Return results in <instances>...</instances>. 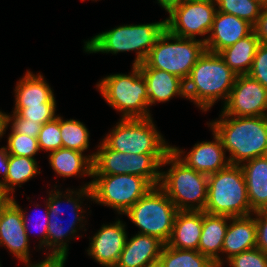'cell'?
Masks as SVG:
<instances>
[{
  "mask_svg": "<svg viewBox=\"0 0 267 267\" xmlns=\"http://www.w3.org/2000/svg\"><path fill=\"white\" fill-rule=\"evenodd\" d=\"M91 183L87 182L81 185V188L76 190L66 189L64 192L61 189H58L57 185L54 184L53 189L48 193V198L46 199L48 203V228H47V243L46 249L48 252L46 254H69V240L80 238L81 234L79 230L83 232L87 229L85 228L87 218H86V209L82 207L84 199L91 200ZM57 187V188H56ZM85 197V198H84ZM64 200V201H63ZM64 202V203H63ZM69 206L71 209L70 213L73 216L70 221L63 224L64 220L61 215L65 214L64 210H62L65 204ZM62 205V206H61ZM64 206V207H63ZM63 207V208H62ZM67 213V212H66ZM85 213V214H84ZM86 219H85V218ZM69 218V217H68ZM79 226V227H77ZM79 228V229H78ZM84 228V229H83Z\"/></svg>",
  "mask_w": 267,
  "mask_h": 267,
  "instance_id": "6da1fadb",
  "label": "cell"
},
{
  "mask_svg": "<svg viewBox=\"0 0 267 267\" xmlns=\"http://www.w3.org/2000/svg\"><path fill=\"white\" fill-rule=\"evenodd\" d=\"M206 125L220 137L230 164L267 155V116L235 117L221 111Z\"/></svg>",
  "mask_w": 267,
  "mask_h": 267,
  "instance_id": "7a4b0ae2",
  "label": "cell"
},
{
  "mask_svg": "<svg viewBox=\"0 0 267 267\" xmlns=\"http://www.w3.org/2000/svg\"><path fill=\"white\" fill-rule=\"evenodd\" d=\"M236 78V73L218 53L205 51L185 80L186 99L202 112H207L220 100L224 105Z\"/></svg>",
  "mask_w": 267,
  "mask_h": 267,
  "instance_id": "3957f363",
  "label": "cell"
},
{
  "mask_svg": "<svg viewBox=\"0 0 267 267\" xmlns=\"http://www.w3.org/2000/svg\"><path fill=\"white\" fill-rule=\"evenodd\" d=\"M165 29V19L153 23L115 26L84 41L83 51L87 54L112 53V55L134 51L136 55L132 65H139L145 61Z\"/></svg>",
  "mask_w": 267,
  "mask_h": 267,
  "instance_id": "277c9868",
  "label": "cell"
},
{
  "mask_svg": "<svg viewBox=\"0 0 267 267\" xmlns=\"http://www.w3.org/2000/svg\"><path fill=\"white\" fill-rule=\"evenodd\" d=\"M159 187L166 193L178 211H204L207 201L208 175L195 171L170 151L161 167Z\"/></svg>",
  "mask_w": 267,
  "mask_h": 267,
  "instance_id": "5b68a950",
  "label": "cell"
},
{
  "mask_svg": "<svg viewBox=\"0 0 267 267\" xmlns=\"http://www.w3.org/2000/svg\"><path fill=\"white\" fill-rule=\"evenodd\" d=\"M96 87L106 103L121 113V119L152 117L147 84L138 65H132L128 74L106 75Z\"/></svg>",
  "mask_w": 267,
  "mask_h": 267,
  "instance_id": "8992f818",
  "label": "cell"
},
{
  "mask_svg": "<svg viewBox=\"0 0 267 267\" xmlns=\"http://www.w3.org/2000/svg\"><path fill=\"white\" fill-rule=\"evenodd\" d=\"M204 212L230 217L249 216L250 207L247 186L240 165L229 164L208 175L207 201Z\"/></svg>",
  "mask_w": 267,
  "mask_h": 267,
  "instance_id": "52a82bcc",
  "label": "cell"
},
{
  "mask_svg": "<svg viewBox=\"0 0 267 267\" xmlns=\"http://www.w3.org/2000/svg\"><path fill=\"white\" fill-rule=\"evenodd\" d=\"M205 51V43L200 39L179 37L165 29L138 66L163 70L185 81Z\"/></svg>",
  "mask_w": 267,
  "mask_h": 267,
  "instance_id": "ba28073f",
  "label": "cell"
},
{
  "mask_svg": "<svg viewBox=\"0 0 267 267\" xmlns=\"http://www.w3.org/2000/svg\"><path fill=\"white\" fill-rule=\"evenodd\" d=\"M102 142L109 148L130 154H168L171 145L158 131L153 118L119 119Z\"/></svg>",
  "mask_w": 267,
  "mask_h": 267,
  "instance_id": "9c48e42d",
  "label": "cell"
},
{
  "mask_svg": "<svg viewBox=\"0 0 267 267\" xmlns=\"http://www.w3.org/2000/svg\"><path fill=\"white\" fill-rule=\"evenodd\" d=\"M177 208L159 187H152L124 215L135 224L138 234L154 236L167 244L173 231Z\"/></svg>",
  "mask_w": 267,
  "mask_h": 267,
  "instance_id": "30bf717a",
  "label": "cell"
},
{
  "mask_svg": "<svg viewBox=\"0 0 267 267\" xmlns=\"http://www.w3.org/2000/svg\"><path fill=\"white\" fill-rule=\"evenodd\" d=\"M167 154H130L109 149L102 141L97 145L92 175L131 174L145 178L153 187L161 180V163Z\"/></svg>",
  "mask_w": 267,
  "mask_h": 267,
  "instance_id": "8fae6325",
  "label": "cell"
},
{
  "mask_svg": "<svg viewBox=\"0 0 267 267\" xmlns=\"http://www.w3.org/2000/svg\"><path fill=\"white\" fill-rule=\"evenodd\" d=\"M92 202L112 208L123 215L153 186L143 177L121 175H92Z\"/></svg>",
  "mask_w": 267,
  "mask_h": 267,
  "instance_id": "7c38bea8",
  "label": "cell"
},
{
  "mask_svg": "<svg viewBox=\"0 0 267 267\" xmlns=\"http://www.w3.org/2000/svg\"><path fill=\"white\" fill-rule=\"evenodd\" d=\"M216 12L215 0H183L167 13L169 17L165 19V27L179 37L197 39L196 36H204L200 40L205 43Z\"/></svg>",
  "mask_w": 267,
  "mask_h": 267,
  "instance_id": "4fadbf2b",
  "label": "cell"
},
{
  "mask_svg": "<svg viewBox=\"0 0 267 267\" xmlns=\"http://www.w3.org/2000/svg\"><path fill=\"white\" fill-rule=\"evenodd\" d=\"M221 111L235 117L267 116V89L249 75H238Z\"/></svg>",
  "mask_w": 267,
  "mask_h": 267,
  "instance_id": "5bb4252c",
  "label": "cell"
},
{
  "mask_svg": "<svg viewBox=\"0 0 267 267\" xmlns=\"http://www.w3.org/2000/svg\"><path fill=\"white\" fill-rule=\"evenodd\" d=\"M126 223L119 219L101 228L89 237V247L86 250L96 263L102 267H115L128 237Z\"/></svg>",
  "mask_w": 267,
  "mask_h": 267,
  "instance_id": "9a60e30c",
  "label": "cell"
},
{
  "mask_svg": "<svg viewBox=\"0 0 267 267\" xmlns=\"http://www.w3.org/2000/svg\"><path fill=\"white\" fill-rule=\"evenodd\" d=\"M213 134L212 141L197 142L189 152L171 145V151L187 166L195 171L212 174L227 167L230 162L226 157V151L223 147L220 137L211 129Z\"/></svg>",
  "mask_w": 267,
  "mask_h": 267,
  "instance_id": "2e32d148",
  "label": "cell"
},
{
  "mask_svg": "<svg viewBox=\"0 0 267 267\" xmlns=\"http://www.w3.org/2000/svg\"><path fill=\"white\" fill-rule=\"evenodd\" d=\"M21 209L11 200L0 216V246L8 249L22 264L30 261V245Z\"/></svg>",
  "mask_w": 267,
  "mask_h": 267,
  "instance_id": "e0dca14e",
  "label": "cell"
},
{
  "mask_svg": "<svg viewBox=\"0 0 267 267\" xmlns=\"http://www.w3.org/2000/svg\"><path fill=\"white\" fill-rule=\"evenodd\" d=\"M253 32V25L235 15L217 11L205 42L206 51L219 53Z\"/></svg>",
  "mask_w": 267,
  "mask_h": 267,
  "instance_id": "ac0fdd59",
  "label": "cell"
},
{
  "mask_svg": "<svg viewBox=\"0 0 267 267\" xmlns=\"http://www.w3.org/2000/svg\"><path fill=\"white\" fill-rule=\"evenodd\" d=\"M163 246L164 243L154 236L136 233L127 237L115 267L157 266Z\"/></svg>",
  "mask_w": 267,
  "mask_h": 267,
  "instance_id": "d6986e66",
  "label": "cell"
},
{
  "mask_svg": "<svg viewBox=\"0 0 267 267\" xmlns=\"http://www.w3.org/2000/svg\"><path fill=\"white\" fill-rule=\"evenodd\" d=\"M256 246V212L249 216L230 217L221 252V265L232 256Z\"/></svg>",
  "mask_w": 267,
  "mask_h": 267,
  "instance_id": "ffe728a7",
  "label": "cell"
},
{
  "mask_svg": "<svg viewBox=\"0 0 267 267\" xmlns=\"http://www.w3.org/2000/svg\"><path fill=\"white\" fill-rule=\"evenodd\" d=\"M147 84L149 107L165 103L175 97L186 98L185 81L156 68H140Z\"/></svg>",
  "mask_w": 267,
  "mask_h": 267,
  "instance_id": "44dd1931",
  "label": "cell"
},
{
  "mask_svg": "<svg viewBox=\"0 0 267 267\" xmlns=\"http://www.w3.org/2000/svg\"><path fill=\"white\" fill-rule=\"evenodd\" d=\"M54 90L43 74L27 70L14 88V108L42 106L44 103H56Z\"/></svg>",
  "mask_w": 267,
  "mask_h": 267,
  "instance_id": "7402d4cb",
  "label": "cell"
},
{
  "mask_svg": "<svg viewBox=\"0 0 267 267\" xmlns=\"http://www.w3.org/2000/svg\"><path fill=\"white\" fill-rule=\"evenodd\" d=\"M203 225V211H177L168 245L198 251Z\"/></svg>",
  "mask_w": 267,
  "mask_h": 267,
  "instance_id": "603a6c76",
  "label": "cell"
},
{
  "mask_svg": "<svg viewBox=\"0 0 267 267\" xmlns=\"http://www.w3.org/2000/svg\"><path fill=\"white\" fill-rule=\"evenodd\" d=\"M243 171L251 209L267 210V155L240 164Z\"/></svg>",
  "mask_w": 267,
  "mask_h": 267,
  "instance_id": "cb8c5ba5",
  "label": "cell"
},
{
  "mask_svg": "<svg viewBox=\"0 0 267 267\" xmlns=\"http://www.w3.org/2000/svg\"><path fill=\"white\" fill-rule=\"evenodd\" d=\"M49 165L58 177H92L95 152L84 154L66 148H60L48 153Z\"/></svg>",
  "mask_w": 267,
  "mask_h": 267,
  "instance_id": "d4e9b609",
  "label": "cell"
},
{
  "mask_svg": "<svg viewBox=\"0 0 267 267\" xmlns=\"http://www.w3.org/2000/svg\"><path fill=\"white\" fill-rule=\"evenodd\" d=\"M230 216L203 211V225L198 251L215 264H221V252Z\"/></svg>",
  "mask_w": 267,
  "mask_h": 267,
  "instance_id": "484cf974",
  "label": "cell"
},
{
  "mask_svg": "<svg viewBox=\"0 0 267 267\" xmlns=\"http://www.w3.org/2000/svg\"><path fill=\"white\" fill-rule=\"evenodd\" d=\"M260 41L252 32L247 37L238 40L235 44L226 47L218 54L236 75H248Z\"/></svg>",
  "mask_w": 267,
  "mask_h": 267,
  "instance_id": "4316f807",
  "label": "cell"
},
{
  "mask_svg": "<svg viewBox=\"0 0 267 267\" xmlns=\"http://www.w3.org/2000/svg\"><path fill=\"white\" fill-rule=\"evenodd\" d=\"M37 159L9 155L8 173L6 178L0 183V186L11 196H14L15 187H20L40 174Z\"/></svg>",
  "mask_w": 267,
  "mask_h": 267,
  "instance_id": "83f0119b",
  "label": "cell"
},
{
  "mask_svg": "<svg viewBox=\"0 0 267 267\" xmlns=\"http://www.w3.org/2000/svg\"><path fill=\"white\" fill-rule=\"evenodd\" d=\"M207 256L196 250L178 249L164 244L158 261L159 267H212Z\"/></svg>",
  "mask_w": 267,
  "mask_h": 267,
  "instance_id": "f1b7e54d",
  "label": "cell"
},
{
  "mask_svg": "<svg viewBox=\"0 0 267 267\" xmlns=\"http://www.w3.org/2000/svg\"><path fill=\"white\" fill-rule=\"evenodd\" d=\"M59 126L62 136V148L82 153H85L88 148L90 149V132L83 122L71 118L64 120L59 115Z\"/></svg>",
  "mask_w": 267,
  "mask_h": 267,
  "instance_id": "f546056e",
  "label": "cell"
},
{
  "mask_svg": "<svg viewBox=\"0 0 267 267\" xmlns=\"http://www.w3.org/2000/svg\"><path fill=\"white\" fill-rule=\"evenodd\" d=\"M217 11L235 15L254 25L259 18L262 5L256 0H215Z\"/></svg>",
  "mask_w": 267,
  "mask_h": 267,
  "instance_id": "4dcf8cb0",
  "label": "cell"
},
{
  "mask_svg": "<svg viewBox=\"0 0 267 267\" xmlns=\"http://www.w3.org/2000/svg\"><path fill=\"white\" fill-rule=\"evenodd\" d=\"M10 131L5 146L9 155L35 158L34 156L40 152L38 138L16 133L11 127Z\"/></svg>",
  "mask_w": 267,
  "mask_h": 267,
  "instance_id": "1f68e13d",
  "label": "cell"
},
{
  "mask_svg": "<svg viewBox=\"0 0 267 267\" xmlns=\"http://www.w3.org/2000/svg\"><path fill=\"white\" fill-rule=\"evenodd\" d=\"M61 137L58 114L54 120L44 123L41 127L38 135L40 151L50 153L62 148Z\"/></svg>",
  "mask_w": 267,
  "mask_h": 267,
  "instance_id": "d6a6232c",
  "label": "cell"
},
{
  "mask_svg": "<svg viewBox=\"0 0 267 267\" xmlns=\"http://www.w3.org/2000/svg\"><path fill=\"white\" fill-rule=\"evenodd\" d=\"M57 103H44L42 106H29L27 108H13L11 113H17L21 118L28 121L44 124L54 120L56 115Z\"/></svg>",
  "mask_w": 267,
  "mask_h": 267,
  "instance_id": "836d02e7",
  "label": "cell"
},
{
  "mask_svg": "<svg viewBox=\"0 0 267 267\" xmlns=\"http://www.w3.org/2000/svg\"><path fill=\"white\" fill-rule=\"evenodd\" d=\"M226 263L229 267H267V254L255 247L232 256Z\"/></svg>",
  "mask_w": 267,
  "mask_h": 267,
  "instance_id": "e575fe53",
  "label": "cell"
},
{
  "mask_svg": "<svg viewBox=\"0 0 267 267\" xmlns=\"http://www.w3.org/2000/svg\"><path fill=\"white\" fill-rule=\"evenodd\" d=\"M12 201L21 209L23 224H24V227L26 229L27 237L29 239L30 237H29V228H28L29 224H28V222L31 223V221H30L31 218L29 217L28 212L26 210H24L23 208H21L19 203H17L18 201H16L14 197H12ZM44 206H45V211H44L45 215L43 214L42 217L41 216L38 217V215L32 214V216L38 217V218L36 217L37 219H35L34 228L40 230V232H38L40 234L39 235L40 240L38 242V246H39L38 249L40 251L42 248H43L42 251L44 249H46V243H47V228H48V203H47V201H45Z\"/></svg>",
  "mask_w": 267,
  "mask_h": 267,
  "instance_id": "d590c367",
  "label": "cell"
},
{
  "mask_svg": "<svg viewBox=\"0 0 267 267\" xmlns=\"http://www.w3.org/2000/svg\"><path fill=\"white\" fill-rule=\"evenodd\" d=\"M248 75L267 89V44H259Z\"/></svg>",
  "mask_w": 267,
  "mask_h": 267,
  "instance_id": "8d00e7d4",
  "label": "cell"
},
{
  "mask_svg": "<svg viewBox=\"0 0 267 267\" xmlns=\"http://www.w3.org/2000/svg\"><path fill=\"white\" fill-rule=\"evenodd\" d=\"M8 125H11L10 127L16 133L24 134L34 138H38L42 127V124L28 121V119H23L17 113L8 115Z\"/></svg>",
  "mask_w": 267,
  "mask_h": 267,
  "instance_id": "74e56055",
  "label": "cell"
},
{
  "mask_svg": "<svg viewBox=\"0 0 267 267\" xmlns=\"http://www.w3.org/2000/svg\"><path fill=\"white\" fill-rule=\"evenodd\" d=\"M257 248L267 254V210L256 211Z\"/></svg>",
  "mask_w": 267,
  "mask_h": 267,
  "instance_id": "f35d334b",
  "label": "cell"
},
{
  "mask_svg": "<svg viewBox=\"0 0 267 267\" xmlns=\"http://www.w3.org/2000/svg\"><path fill=\"white\" fill-rule=\"evenodd\" d=\"M67 254H47L46 258L40 262L32 263V261L24 262L26 267H65Z\"/></svg>",
  "mask_w": 267,
  "mask_h": 267,
  "instance_id": "ab89813d",
  "label": "cell"
},
{
  "mask_svg": "<svg viewBox=\"0 0 267 267\" xmlns=\"http://www.w3.org/2000/svg\"><path fill=\"white\" fill-rule=\"evenodd\" d=\"M253 32L260 43L267 44V6L262 7L259 18L253 25Z\"/></svg>",
  "mask_w": 267,
  "mask_h": 267,
  "instance_id": "60d3db41",
  "label": "cell"
},
{
  "mask_svg": "<svg viewBox=\"0 0 267 267\" xmlns=\"http://www.w3.org/2000/svg\"><path fill=\"white\" fill-rule=\"evenodd\" d=\"M8 162H9V153L6 149V147L0 148V183L6 178L8 173Z\"/></svg>",
  "mask_w": 267,
  "mask_h": 267,
  "instance_id": "b9f144b4",
  "label": "cell"
},
{
  "mask_svg": "<svg viewBox=\"0 0 267 267\" xmlns=\"http://www.w3.org/2000/svg\"><path fill=\"white\" fill-rule=\"evenodd\" d=\"M10 113H6L0 110V139L6 135V129H8V115Z\"/></svg>",
  "mask_w": 267,
  "mask_h": 267,
  "instance_id": "7bdbcfd3",
  "label": "cell"
},
{
  "mask_svg": "<svg viewBox=\"0 0 267 267\" xmlns=\"http://www.w3.org/2000/svg\"><path fill=\"white\" fill-rule=\"evenodd\" d=\"M183 0H157L160 5L168 13L173 7L179 5Z\"/></svg>",
  "mask_w": 267,
  "mask_h": 267,
  "instance_id": "ee69618b",
  "label": "cell"
},
{
  "mask_svg": "<svg viewBox=\"0 0 267 267\" xmlns=\"http://www.w3.org/2000/svg\"><path fill=\"white\" fill-rule=\"evenodd\" d=\"M12 200V197L0 186V216L3 209Z\"/></svg>",
  "mask_w": 267,
  "mask_h": 267,
  "instance_id": "f6af8a7d",
  "label": "cell"
},
{
  "mask_svg": "<svg viewBox=\"0 0 267 267\" xmlns=\"http://www.w3.org/2000/svg\"><path fill=\"white\" fill-rule=\"evenodd\" d=\"M259 4H261L263 7L267 6V0H256Z\"/></svg>",
  "mask_w": 267,
  "mask_h": 267,
  "instance_id": "bcb514c9",
  "label": "cell"
},
{
  "mask_svg": "<svg viewBox=\"0 0 267 267\" xmlns=\"http://www.w3.org/2000/svg\"><path fill=\"white\" fill-rule=\"evenodd\" d=\"M212 267H223V265L214 263V265Z\"/></svg>",
  "mask_w": 267,
  "mask_h": 267,
  "instance_id": "7dc6e473",
  "label": "cell"
}]
</instances>
